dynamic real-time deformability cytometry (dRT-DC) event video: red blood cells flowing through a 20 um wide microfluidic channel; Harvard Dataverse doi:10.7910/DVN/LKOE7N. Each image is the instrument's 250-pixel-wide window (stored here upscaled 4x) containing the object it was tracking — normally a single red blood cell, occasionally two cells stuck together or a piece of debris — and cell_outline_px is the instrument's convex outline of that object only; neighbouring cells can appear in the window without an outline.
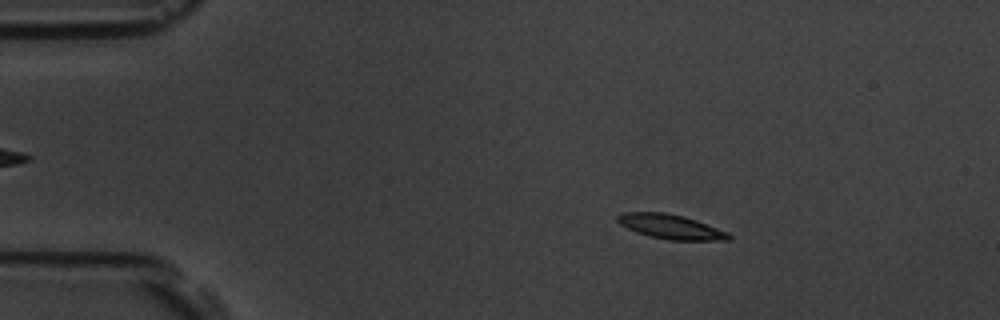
{"species": "common noctule bat (a hibernating species)", "species_latin": "Nyctalus noctula", "temperature_condition": "room temperature", "stored_images_in_passage": 54, "camera_frame_rate_fps": 3000, "um_per_image_px": 0.085, "animal": {"sex": "male", "body_mass_g": 19.5, "forearm_length_mm": 54.6}, "frame": {"image": 1, "passage_image": 9, "time_ms": 2.667, "image_size_px": [1000, 320], "cell_outline_px": [[732, 240], [668, 240], [648, 236], [636, 232], [620, 224], [616, 220], [616, 216], [624, 212], [664, 212], [684, 216], [696, 220], [728, 232], [732, 236]], "centroid_in_image_um": [57.01, 19.27], "position_along_channel_um": 28.0, "area_um2": 15.95}}
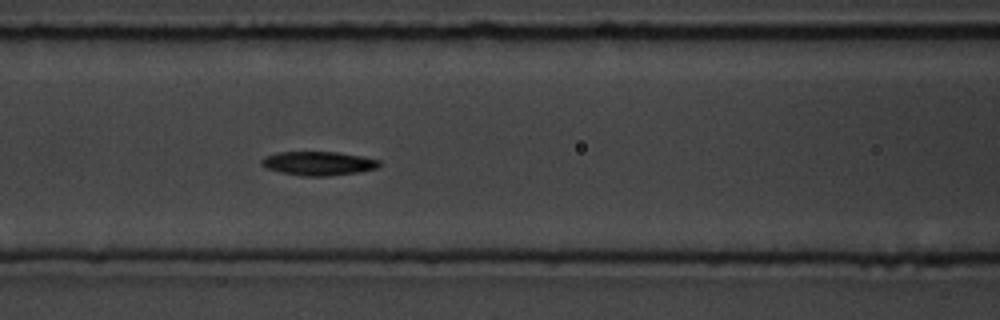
{"frame": {"image": 2, "passage_image": 23, "time_ms": 7.333, "image_size_px": [1000, 320], "cell_outline_px": [[380, 164], [376, 168], [356, 172], [328, 176], [304, 176], [280, 172], [268, 168], [260, 164], [260, 160], [268, 156], [280, 152], [336, 152], [360, 156], [380, 160]], "centroid_in_image_um": [27.05, 13.89], "position_along_channel_um": 139.5, "area_um2": 16.07}}
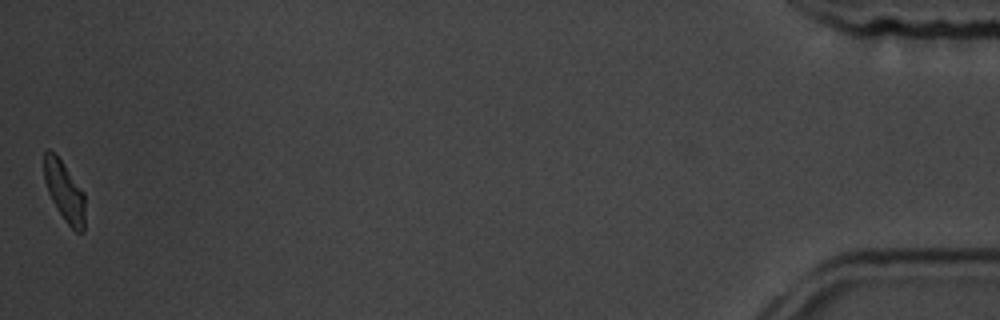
{"frame": {"image": 3, "passage_image": 54, "time_ms": 17.667, "image_size_px": [1000, 320], "cell_outline_px": [[84, 232], [76, 232], [64, 220], [52, 200], [48, 192], [44, 180], [44, 152], [48, 148], [64, 164], [84, 192]], "centroid_in_image_um": [5.47, 16.28], "position_along_channel_um": 429.7, "area_um2": 14.16}, "authors_computed_cell_mechanics": {"area_um2": 15.9528, "velocity_mm_per_s": 3.743, "shape_relaxation_time_tau1_ms": 3.1191, "shape_relaxation_time_tau2_ms": 6.6827, "deformation_change_tau1": 0.1177, "deformation_change_tau2": 0.1181}}